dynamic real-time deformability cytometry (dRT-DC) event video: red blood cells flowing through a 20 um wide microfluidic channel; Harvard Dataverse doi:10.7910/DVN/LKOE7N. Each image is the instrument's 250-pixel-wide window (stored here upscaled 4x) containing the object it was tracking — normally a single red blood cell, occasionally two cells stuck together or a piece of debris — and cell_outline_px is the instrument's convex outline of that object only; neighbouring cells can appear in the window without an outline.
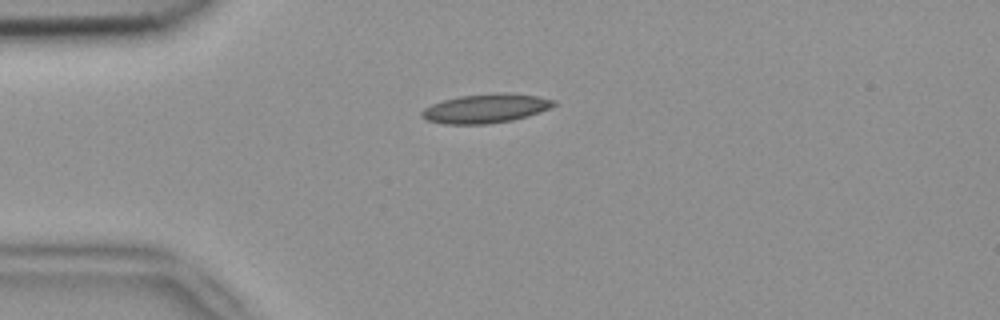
{"species": "common noctule bat (a hibernating species)", "species_latin": "Nyctalus noctula", "temperature_condition": "room temperature", "stored_images_in_passage": 3, "camera_frame_rate_fps": 3000, "um_per_image_px": 0.085, "animal": {"sex": "female", "body_mass_g": 18.4}, "frame": {"image": 1, "passage_image": 1, "time_ms": 0.0, "image_size_px": [1000, 320], "cell_outline_px": [[556, 104], [540, 112], [528, 116], [512, 120], [488, 124], [444, 124], [428, 120], [420, 116], [420, 112], [424, 108], [432, 104], [444, 100], [460, 96], [540, 96], [556, 100]], "centroid_in_image_um": [41.23, 9.28], "position_along_channel_um": 43.8, "area_um2": 21.21}}
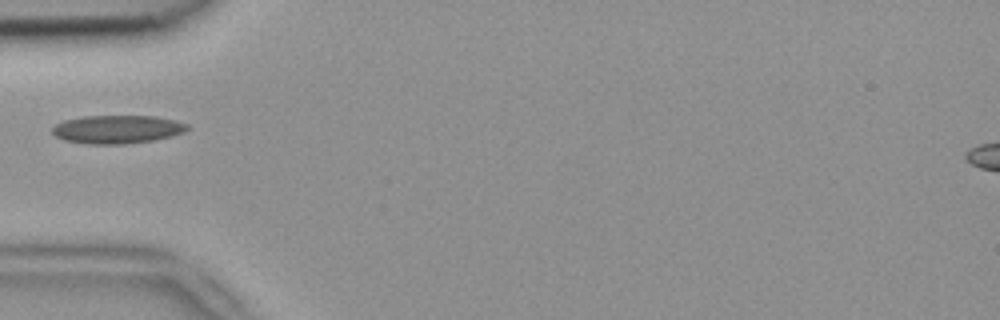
{"frame": {"image": 2, "passage_image": 2, "time_ms": 0.333, "image_size_px": [1000, 320], "cell_outline_px": [[188, 128], [184, 132], [172, 136], [152, 140], [124, 144], [88, 144], [64, 140], [56, 136], [52, 132], [52, 128], [56, 124], [64, 120], [84, 116], [156, 116], [188, 124]], "centroid_in_image_um": [9.95, 10.99], "position_along_channel_um": 75.1, "area_um2": 22.14}}